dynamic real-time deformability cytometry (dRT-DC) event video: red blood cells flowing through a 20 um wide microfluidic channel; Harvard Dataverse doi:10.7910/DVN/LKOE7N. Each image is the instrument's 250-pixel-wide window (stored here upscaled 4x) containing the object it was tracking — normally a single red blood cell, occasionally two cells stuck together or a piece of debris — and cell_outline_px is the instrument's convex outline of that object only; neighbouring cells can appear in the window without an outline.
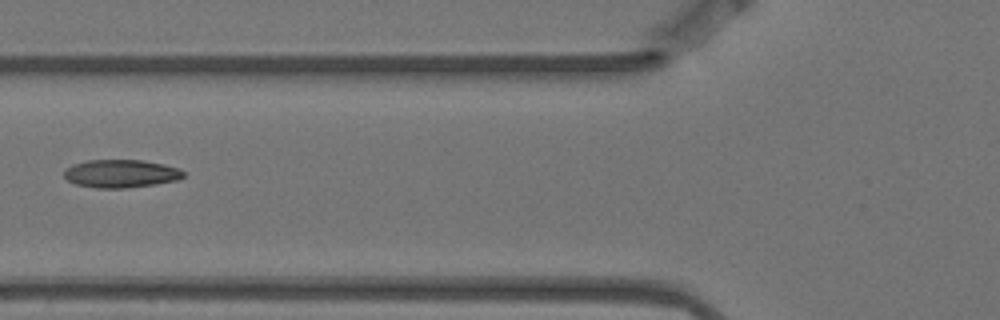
{"species": "Egyptian fruit bat (a non-hibernating species)", "species_latin": "Rousettus aegyptiacus", "temperature_condition": "warm", "stored_images_in_passage": 6, "camera_frame_rate_fps": 3000, "um_per_image_px": 0.085, "animal": {"sex": "female"}, "frame": {"image": 1, "passage_image": 6, "time_ms": 1.667, "image_size_px": [1000, 320], "cell_outline_px": [[184, 176], [180, 180], [124, 188], [96, 188], [76, 184], [68, 180], [64, 176], [64, 168], [72, 164], [88, 160], [144, 160], [164, 164], [180, 168], [184, 172]], "centroid_in_image_um": [10.28, 14.74], "position_along_channel_um": 115.5, "area_um2": 19.59}}